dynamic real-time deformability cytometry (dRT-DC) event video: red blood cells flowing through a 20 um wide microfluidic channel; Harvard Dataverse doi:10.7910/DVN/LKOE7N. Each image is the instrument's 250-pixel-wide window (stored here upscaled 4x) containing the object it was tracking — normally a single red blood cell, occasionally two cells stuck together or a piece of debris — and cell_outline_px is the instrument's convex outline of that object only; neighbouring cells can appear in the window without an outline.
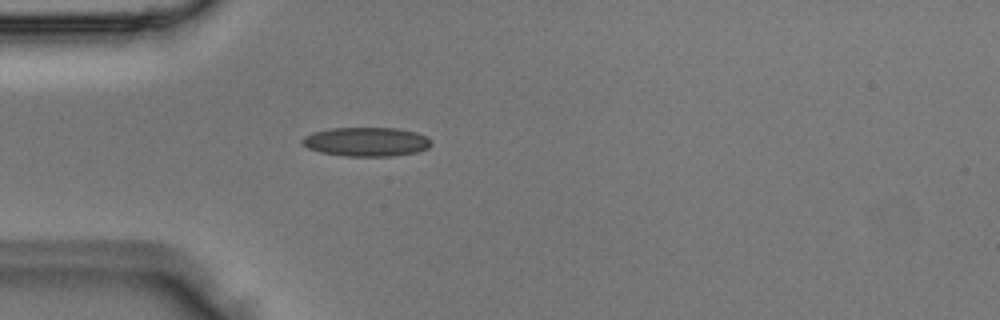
{"species": "Egyptian fruit bat (a non-hibernating species)", "species_latin": "Rousettus aegyptiacus", "temperature_condition": "room temperature", "stored_images_in_passage": 3, "camera_frame_rate_fps": 3000, "um_per_image_px": 0.085, "animal": {"sex": "male"}, "frame": {"image": 1, "passage_image": 3, "time_ms": 0.667, "image_size_px": [1000, 320], "cell_outline_px": [[432, 144], [428, 148], [416, 152], [392, 156], [344, 156], [320, 152], [308, 148], [300, 144], [300, 140], [304, 136], [312, 132], [328, 128], [396, 128], [416, 132], [428, 136]], "centroid_in_image_um": [31.11, 12.04], "position_along_channel_um": 53.9, "area_um2": 22.08}}